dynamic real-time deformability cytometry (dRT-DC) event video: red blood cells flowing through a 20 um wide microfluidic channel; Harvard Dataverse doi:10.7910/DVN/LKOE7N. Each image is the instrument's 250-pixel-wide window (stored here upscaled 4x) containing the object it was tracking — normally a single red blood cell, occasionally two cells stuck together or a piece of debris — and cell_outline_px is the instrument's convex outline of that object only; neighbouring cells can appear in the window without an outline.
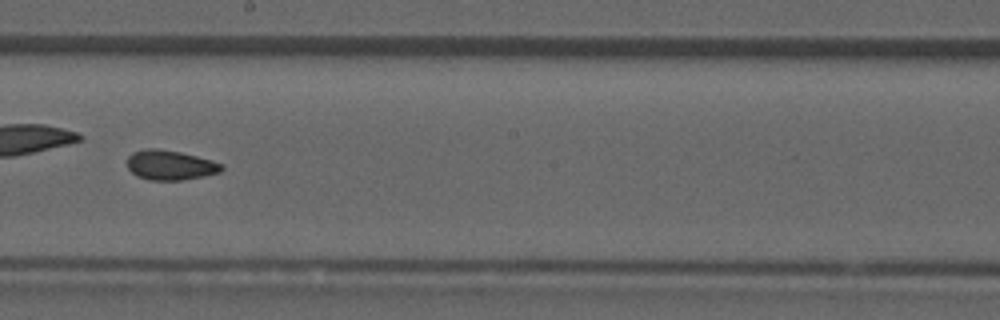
{"species": "common noctule bat (a hibernating species)", "species_latin": "Nyctalus noctula", "temperature_condition": "room temperature", "stored_images_in_passage": 42, "camera_frame_rate_fps": 3000, "um_per_image_px": 0.085, "animal": {"sex": "male", "forearm_length_mm": 52.5}, "frame": {"image": 1, "passage_image": 19, "time_ms": 6.0, "image_size_px": [1000, 320], "cell_outline_px": [[224, 168], [220, 172], [204, 176], [180, 180], [148, 180], [136, 176], [128, 168], [128, 156], [132, 152], [144, 148], [156, 148], [180, 152], [212, 160], [224, 164]], "centroid_in_image_um": [14.47, 14.03], "position_along_channel_um": 233.7, "area_um2": 16.47}, "authors_computed_cell_mechanics": {"area_um2": 16.1262, "velocity_mm_per_s": 3.9182, "shape_relaxation_time_tau1_ms": null, "shape_relaxation_time_tau2_ms": 1.8743, "deformation_change_tau1": null, "deformation_change_tau2": 0.0687}}